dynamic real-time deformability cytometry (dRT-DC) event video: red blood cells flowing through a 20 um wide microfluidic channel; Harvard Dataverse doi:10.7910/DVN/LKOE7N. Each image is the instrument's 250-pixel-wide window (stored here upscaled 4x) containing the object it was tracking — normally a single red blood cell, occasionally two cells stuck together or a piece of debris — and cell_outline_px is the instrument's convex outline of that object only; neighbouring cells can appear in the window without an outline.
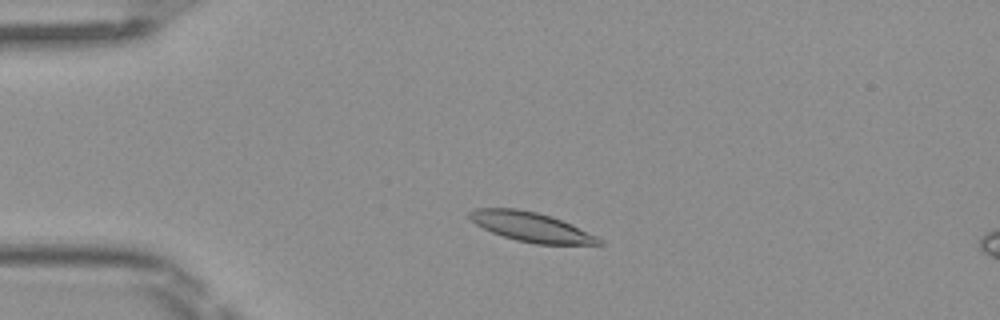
{"species": "Egyptian fruit bat (a non-hibernating species)", "species_latin": "Rousettus aegyptiacus", "temperature_condition": "room temperature", "stored_images_in_passage": 46, "camera_frame_rate_fps": 3000, "um_per_image_px": 0.085, "frame": {"image": 1, "passage_image": 8, "time_ms": 2.333, "image_size_px": [1000, 320], "cell_outline_px": [[604, 244], [536, 244], [516, 240], [492, 232], [476, 224], [468, 216], [468, 212], [476, 208], [516, 208], [536, 212], [552, 216], [596, 236], [604, 240]], "centroid_in_image_um": [45.13, 19.28], "position_along_channel_um": 39.9, "area_um2": 21.91}}
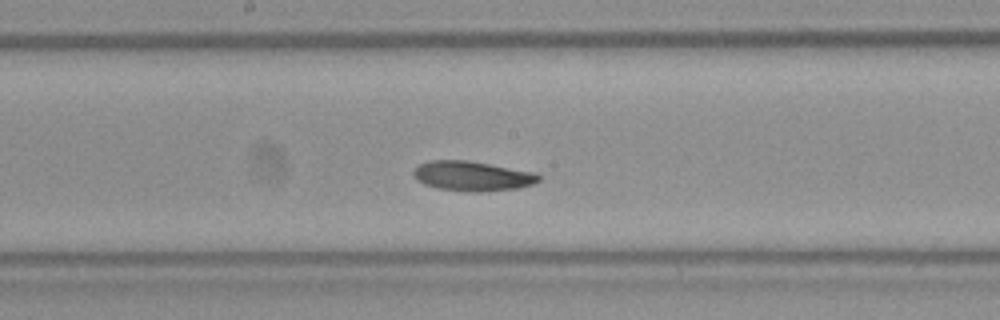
{"frame": {"image": 2, "passage_image": 23, "time_ms": 7.333, "image_size_px": [1000, 320], "cell_outline_px": [[540, 180], [532, 184], [520, 188], [480, 192], [472, 192], [436, 188], [424, 184], [416, 180], [412, 176], [412, 172], [420, 164], [428, 160], [468, 160], [536, 172], [540, 176]], "centroid_in_image_um": [40.14, 14.96], "position_along_channel_um": 208.1, "area_um2": 21.96}}
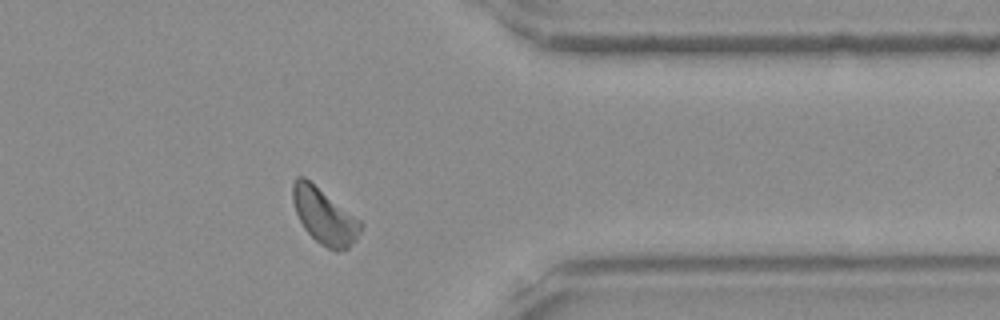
{"frame": {"image": 3, "passage_image": 37, "time_ms": 12.0, "image_size_px": [1000, 320], "cell_outline_px": [[364, 224], [356, 240], [348, 248], [336, 252], [320, 244], [304, 228], [296, 212], [292, 200], [292, 184], [296, 176], [304, 176], [360, 220]], "centroid_in_image_um": [27.57, 18.37], "position_along_channel_um": 383.8, "area_um2": 21.91}, "authors_computed_cell_mechanics": {"area_um2": 21.6461, "velocity_mm_per_s": 4.0155, "shape_relaxation_time_tau1_ms": 5.1423, "shape_relaxation_time_tau2_ms": 4.5372, "deformation_change_tau1": 0.1171, "deformation_change_tau2": 0.0938}}